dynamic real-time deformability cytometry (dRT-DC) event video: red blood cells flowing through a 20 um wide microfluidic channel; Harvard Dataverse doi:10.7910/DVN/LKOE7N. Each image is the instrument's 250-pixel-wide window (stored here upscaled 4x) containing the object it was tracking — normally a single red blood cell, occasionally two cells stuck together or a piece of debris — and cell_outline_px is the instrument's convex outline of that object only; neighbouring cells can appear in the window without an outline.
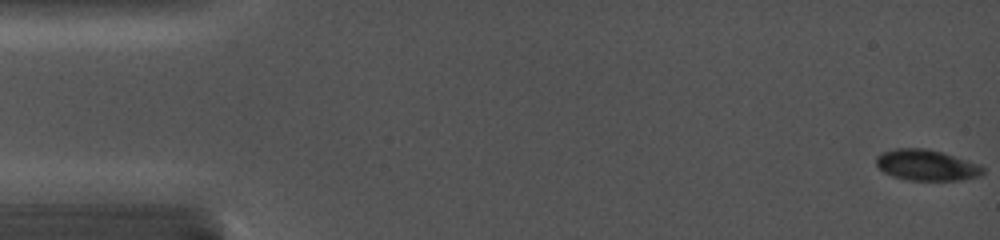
{"species": "common noctule bat (a hibernating species)", "species_latin": "Nyctalus noctula", "temperature_condition": "cold", "stored_images_in_passage": 58, "camera_frame_rate_fps": 5000, "um_per_image_px": 0.085, "animal": {"sex": "female", "body_mass_g": 19.0, "forearm_length_mm": 56.7}, "frame": {"image": 1, "passage_image": 1, "time_ms": 0.0, "image_size_px": [1000, 240], "cell_outline_px": [[984, 172], [980, 176], [960, 180], [908, 180], [892, 176], [884, 172], [876, 164], [876, 156], [884, 152], [896, 148], [924, 148], [940, 152], [980, 164], [984, 168]], "centroid_in_image_um": [78.76, 14.04], "position_along_channel_um": 6.2, "area_um2": 19.07}}
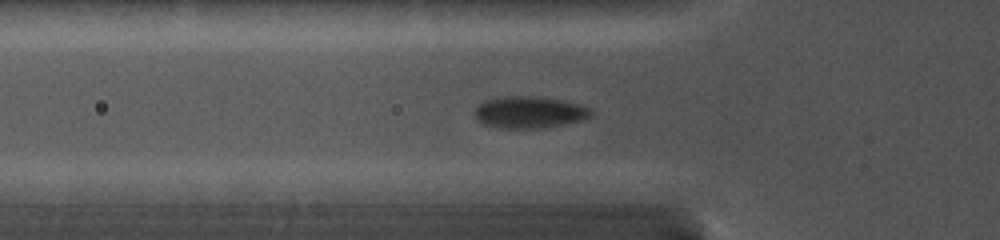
{"frame": {"image": 2, "passage_image": 25, "time_ms": 5.4, "image_size_px": [1000, 240], "cell_outline_px": [[592, 116], [584, 120], [540, 128], [500, 128], [480, 124], [476, 116], [476, 108], [484, 100], [500, 96], [540, 96], [564, 100], [580, 104], [592, 108]], "centroid_in_image_um": [45.02, 9.53], "position_along_channel_um": 80.8, "area_um2": 21.85}}
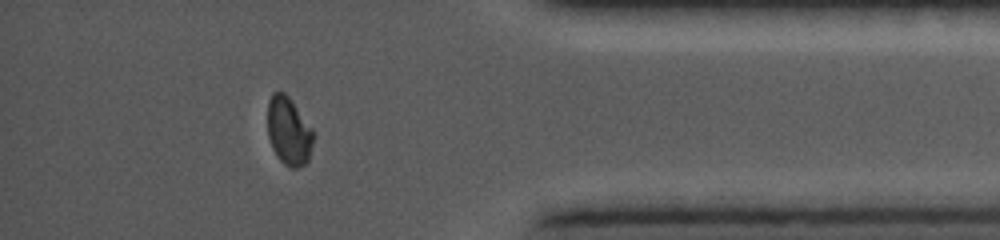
{"frame": {"image": 3, "passage_image": 50, "time_ms": 14.0, "image_size_px": [1000, 240], "cell_outline_px": [[316, 136], [308, 160], [304, 164], [296, 168], [292, 168], [284, 164], [280, 160], [272, 148], [268, 136], [268, 100], [272, 92], [280, 88], [292, 100], [312, 128]], "centroid_in_image_um": [24.55, 11.11], "position_along_channel_um": 410.6, "area_um2": 18.55}}